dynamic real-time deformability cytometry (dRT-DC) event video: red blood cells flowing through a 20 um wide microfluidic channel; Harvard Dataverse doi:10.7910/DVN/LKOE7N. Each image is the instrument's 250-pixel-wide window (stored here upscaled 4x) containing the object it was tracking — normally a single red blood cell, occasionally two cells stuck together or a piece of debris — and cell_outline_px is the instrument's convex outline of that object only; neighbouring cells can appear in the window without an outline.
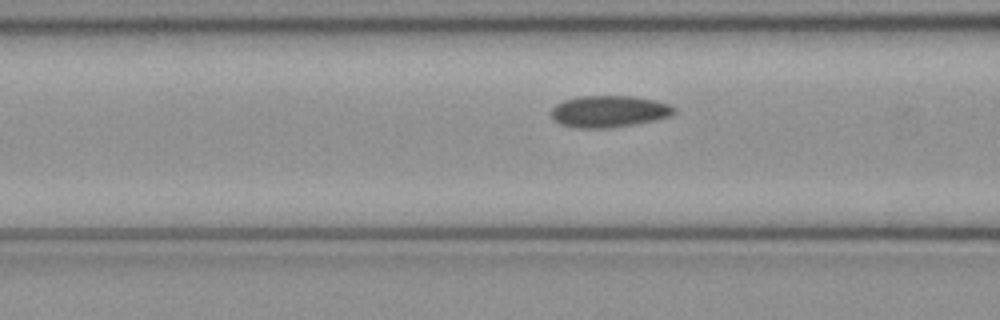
{"species": "common noctule bat (a hibernating species)", "species_latin": "Nyctalus noctula", "temperature_condition": "cold", "stored_images_in_passage": 40, "camera_frame_rate_fps": 3000, "um_per_image_px": 0.085, "animal": {"sex": "female", "body_mass_g": 21.9}, "frame": {"image": 1, "passage_image": 14, "time_ms": 4.333, "image_size_px": [1000, 320], "cell_outline_px": [[676, 112], [668, 116], [652, 120], [632, 124], [608, 128], [576, 128], [560, 124], [552, 120], [552, 108], [556, 104], [564, 100], [580, 96], [632, 96], [652, 100], [668, 104], [676, 108]], "centroid_in_image_um": [51.71, 9.47], "position_along_channel_um": 114.9, "area_um2": 22.48}}
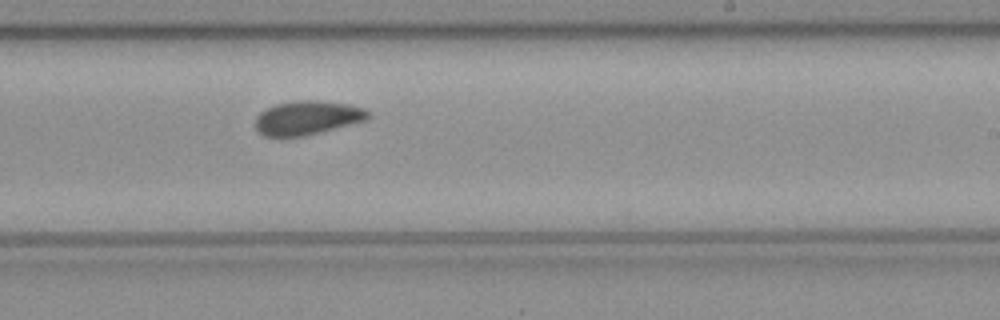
{"frame": {"image": 2, "passage_image": 25, "time_ms": 8.0, "image_size_px": [1000, 320], "cell_outline_px": [[372, 116], [364, 120], [320, 132], [304, 136], [264, 136], [256, 128], [256, 116], [260, 112], [276, 104], [300, 100], [316, 100], [348, 104], [364, 108]], "centroid_in_image_um": [26.12, 10.0], "position_along_channel_um": 262.9, "area_um2": 21.96}}
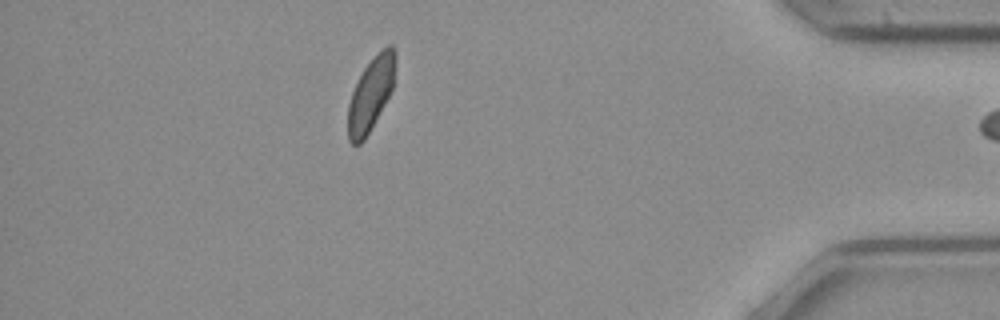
{"frame": {"image": 3, "passage_image": 39, "time_ms": 12.667, "image_size_px": [1000, 320], "cell_outline_px": [[396, 60], [392, 88], [384, 104], [364, 140], [360, 144], [352, 144], [348, 140], [348, 104], [352, 92], [364, 68], [376, 52], [380, 48], [388, 44], [392, 44], [396, 52]], "centroid_in_image_um": [31.52, 7.94], "position_along_channel_um": 403.7, "area_um2": 20.11}}